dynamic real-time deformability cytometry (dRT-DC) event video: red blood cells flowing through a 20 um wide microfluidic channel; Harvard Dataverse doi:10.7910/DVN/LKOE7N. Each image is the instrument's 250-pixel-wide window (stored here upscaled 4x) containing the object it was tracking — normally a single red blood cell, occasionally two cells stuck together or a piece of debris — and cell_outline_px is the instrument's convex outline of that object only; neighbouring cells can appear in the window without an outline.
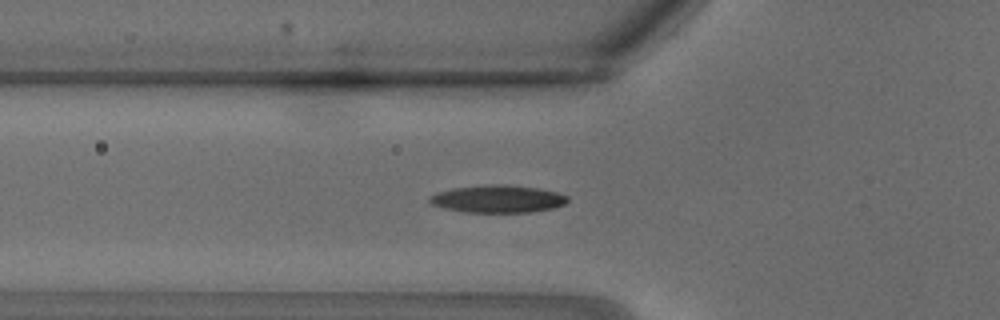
{"species": "common noctule bat (a hibernating species)", "species_latin": "Nyctalus noctula", "temperature_condition": "warm", "stored_images_in_passage": 25, "segment_of_instrument_passage": [1, 2], "camera_frame_rate_fps": 3000, "um_per_image_px": 0.085, "animal": {"sex": "male", "body_mass_g": 18.8}, "frame": {"image": 1, "passage_image": 4, "time_ms": 1.0, "image_size_px": [1000, 320], "cell_outline_px": [[568, 200], [564, 204], [552, 208], [528, 212], [464, 212], [444, 208], [432, 204], [428, 200], [428, 196], [436, 192], [452, 188], [488, 184], [508, 184], [536, 188], [556, 192], [568, 196]], "centroid_in_image_um": [42.26, 16.9], "position_along_channel_um": 83.5, "area_um2": 22.14}}
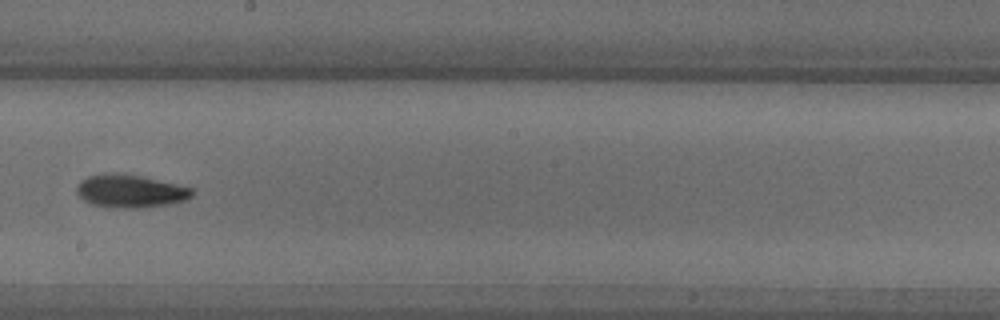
{"frame": {"image": 2, "passage_image": 11, "time_ms": 3.333, "image_size_px": [1000, 320], "cell_outline_px": [[192, 196], [188, 200], [168, 204], [140, 208], [128, 208], [92, 204], [84, 200], [76, 192], [76, 188], [80, 180], [88, 176], [104, 172], [116, 172], [140, 176], [180, 184], [192, 188]], "centroid_in_image_um": [11.08, 16.22], "position_along_channel_um": 237.1, "area_um2": 22.25}}
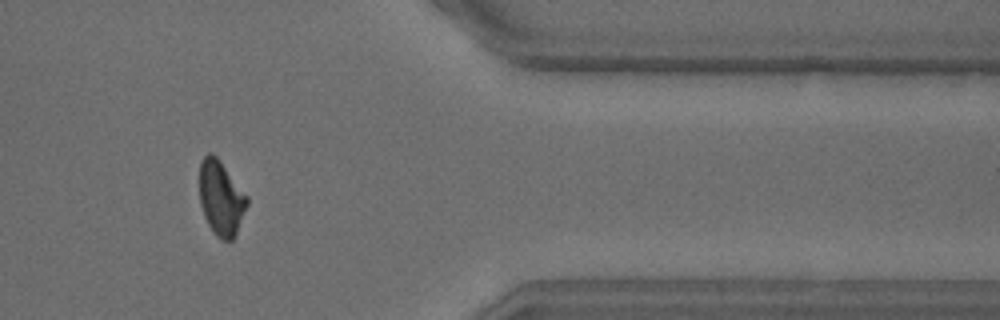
{"frame": {"image": 3, "passage_image": 19, "time_ms": 6.0, "image_size_px": [1000, 320], "cell_outline_px": [[248, 204], [236, 232], [232, 240], [220, 240], [212, 232], [204, 216], [200, 204], [200, 160], [208, 152], [212, 152], [220, 160], [248, 196]], "centroid_in_image_um": [18.78, 16.82], "position_along_channel_um": 392.6, "area_um2": 20.75}}